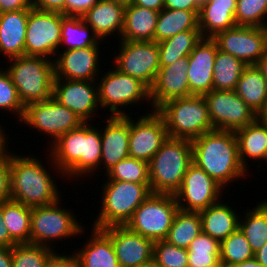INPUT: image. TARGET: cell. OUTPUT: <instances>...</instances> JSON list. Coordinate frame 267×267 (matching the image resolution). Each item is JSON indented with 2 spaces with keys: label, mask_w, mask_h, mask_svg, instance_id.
I'll list each match as a JSON object with an SVG mask.
<instances>
[{
  "label": "cell",
  "mask_w": 267,
  "mask_h": 267,
  "mask_svg": "<svg viewBox=\"0 0 267 267\" xmlns=\"http://www.w3.org/2000/svg\"><path fill=\"white\" fill-rule=\"evenodd\" d=\"M188 267H219L220 242L204 233H200L190 244Z\"/></svg>",
  "instance_id": "40"
},
{
  "label": "cell",
  "mask_w": 267,
  "mask_h": 267,
  "mask_svg": "<svg viewBox=\"0 0 267 267\" xmlns=\"http://www.w3.org/2000/svg\"><path fill=\"white\" fill-rule=\"evenodd\" d=\"M10 149L0 156V202L11 200Z\"/></svg>",
  "instance_id": "46"
},
{
  "label": "cell",
  "mask_w": 267,
  "mask_h": 267,
  "mask_svg": "<svg viewBox=\"0 0 267 267\" xmlns=\"http://www.w3.org/2000/svg\"><path fill=\"white\" fill-rule=\"evenodd\" d=\"M46 155L50 157V168L45 167L44 159L42 162L40 158H34L31 154L17 155L10 149L11 200L32 208L50 205L62 197L54 177L60 174L58 177L63 181L65 176L53 162L51 155Z\"/></svg>",
  "instance_id": "1"
},
{
  "label": "cell",
  "mask_w": 267,
  "mask_h": 267,
  "mask_svg": "<svg viewBox=\"0 0 267 267\" xmlns=\"http://www.w3.org/2000/svg\"><path fill=\"white\" fill-rule=\"evenodd\" d=\"M101 43L99 37L82 17L65 16L62 19L59 52L101 45Z\"/></svg>",
  "instance_id": "33"
},
{
  "label": "cell",
  "mask_w": 267,
  "mask_h": 267,
  "mask_svg": "<svg viewBox=\"0 0 267 267\" xmlns=\"http://www.w3.org/2000/svg\"><path fill=\"white\" fill-rule=\"evenodd\" d=\"M53 97L73 111L83 123L96 117L99 104L97 81L54 79Z\"/></svg>",
  "instance_id": "18"
},
{
  "label": "cell",
  "mask_w": 267,
  "mask_h": 267,
  "mask_svg": "<svg viewBox=\"0 0 267 267\" xmlns=\"http://www.w3.org/2000/svg\"><path fill=\"white\" fill-rule=\"evenodd\" d=\"M237 0H208L200 7L198 26L203 38H213L219 32L237 26Z\"/></svg>",
  "instance_id": "27"
},
{
  "label": "cell",
  "mask_w": 267,
  "mask_h": 267,
  "mask_svg": "<svg viewBox=\"0 0 267 267\" xmlns=\"http://www.w3.org/2000/svg\"><path fill=\"white\" fill-rule=\"evenodd\" d=\"M1 109L3 113L4 111H8L9 114L13 113L20 124L25 106L5 67L0 68V112H2Z\"/></svg>",
  "instance_id": "44"
},
{
  "label": "cell",
  "mask_w": 267,
  "mask_h": 267,
  "mask_svg": "<svg viewBox=\"0 0 267 267\" xmlns=\"http://www.w3.org/2000/svg\"><path fill=\"white\" fill-rule=\"evenodd\" d=\"M64 17L60 12L32 7L27 19L25 55L42 56L54 61L59 52L61 23Z\"/></svg>",
  "instance_id": "13"
},
{
  "label": "cell",
  "mask_w": 267,
  "mask_h": 267,
  "mask_svg": "<svg viewBox=\"0 0 267 267\" xmlns=\"http://www.w3.org/2000/svg\"><path fill=\"white\" fill-rule=\"evenodd\" d=\"M0 267H12L11 248L0 247Z\"/></svg>",
  "instance_id": "54"
},
{
  "label": "cell",
  "mask_w": 267,
  "mask_h": 267,
  "mask_svg": "<svg viewBox=\"0 0 267 267\" xmlns=\"http://www.w3.org/2000/svg\"><path fill=\"white\" fill-rule=\"evenodd\" d=\"M159 12L131 4L124 10V27L119 40L154 41Z\"/></svg>",
  "instance_id": "30"
},
{
  "label": "cell",
  "mask_w": 267,
  "mask_h": 267,
  "mask_svg": "<svg viewBox=\"0 0 267 267\" xmlns=\"http://www.w3.org/2000/svg\"><path fill=\"white\" fill-rule=\"evenodd\" d=\"M5 70L18 91L23 105L53 97L54 61L42 56H20L8 59Z\"/></svg>",
  "instance_id": "6"
},
{
  "label": "cell",
  "mask_w": 267,
  "mask_h": 267,
  "mask_svg": "<svg viewBox=\"0 0 267 267\" xmlns=\"http://www.w3.org/2000/svg\"><path fill=\"white\" fill-rule=\"evenodd\" d=\"M140 115L138 118L130 115L129 157L149 162L167 140L168 133L156 110L149 109Z\"/></svg>",
  "instance_id": "17"
},
{
  "label": "cell",
  "mask_w": 267,
  "mask_h": 267,
  "mask_svg": "<svg viewBox=\"0 0 267 267\" xmlns=\"http://www.w3.org/2000/svg\"><path fill=\"white\" fill-rule=\"evenodd\" d=\"M107 1H111V2H114L118 5H121L123 7H127V6H130L133 2V0H107Z\"/></svg>",
  "instance_id": "60"
},
{
  "label": "cell",
  "mask_w": 267,
  "mask_h": 267,
  "mask_svg": "<svg viewBox=\"0 0 267 267\" xmlns=\"http://www.w3.org/2000/svg\"><path fill=\"white\" fill-rule=\"evenodd\" d=\"M254 257L248 240L238 227L220 242V264L232 267Z\"/></svg>",
  "instance_id": "41"
},
{
  "label": "cell",
  "mask_w": 267,
  "mask_h": 267,
  "mask_svg": "<svg viewBox=\"0 0 267 267\" xmlns=\"http://www.w3.org/2000/svg\"><path fill=\"white\" fill-rule=\"evenodd\" d=\"M3 221L16 244L30 243L31 207L14 200L3 202Z\"/></svg>",
  "instance_id": "36"
},
{
  "label": "cell",
  "mask_w": 267,
  "mask_h": 267,
  "mask_svg": "<svg viewBox=\"0 0 267 267\" xmlns=\"http://www.w3.org/2000/svg\"><path fill=\"white\" fill-rule=\"evenodd\" d=\"M66 0H31L33 8L43 11H56L64 14Z\"/></svg>",
  "instance_id": "48"
},
{
  "label": "cell",
  "mask_w": 267,
  "mask_h": 267,
  "mask_svg": "<svg viewBox=\"0 0 267 267\" xmlns=\"http://www.w3.org/2000/svg\"><path fill=\"white\" fill-rule=\"evenodd\" d=\"M101 49L99 45H93L58 52L54 59V79L97 81L100 72H104L100 68Z\"/></svg>",
  "instance_id": "19"
},
{
  "label": "cell",
  "mask_w": 267,
  "mask_h": 267,
  "mask_svg": "<svg viewBox=\"0 0 267 267\" xmlns=\"http://www.w3.org/2000/svg\"><path fill=\"white\" fill-rule=\"evenodd\" d=\"M257 68L261 71L263 77L267 81V52L263 57L256 63Z\"/></svg>",
  "instance_id": "57"
},
{
  "label": "cell",
  "mask_w": 267,
  "mask_h": 267,
  "mask_svg": "<svg viewBox=\"0 0 267 267\" xmlns=\"http://www.w3.org/2000/svg\"><path fill=\"white\" fill-rule=\"evenodd\" d=\"M137 267H160L158 263L154 260V258L150 259L149 261L140 264Z\"/></svg>",
  "instance_id": "59"
},
{
  "label": "cell",
  "mask_w": 267,
  "mask_h": 267,
  "mask_svg": "<svg viewBox=\"0 0 267 267\" xmlns=\"http://www.w3.org/2000/svg\"><path fill=\"white\" fill-rule=\"evenodd\" d=\"M102 183L100 210L93 228L125 226L137 207L152 193L150 184H137L118 180Z\"/></svg>",
  "instance_id": "5"
},
{
  "label": "cell",
  "mask_w": 267,
  "mask_h": 267,
  "mask_svg": "<svg viewBox=\"0 0 267 267\" xmlns=\"http://www.w3.org/2000/svg\"><path fill=\"white\" fill-rule=\"evenodd\" d=\"M188 57L180 58L168 66H160L156 79L150 88V101L153 110L165 102L192 96L187 76Z\"/></svg>",
  "instance_id": "20"
},
{
  "label": "cell",
  "mask_w": 267,
  "mask_h": 267,
  "mask_svg": "<svg viewBox=\"0 0 267 267\" xmlns=\"http://www.w3.org/2000/svg\"><path fill=\"white\" fill-rule=\"evenodd\" d=\"M133 5L148 8L160 12L164 9V0H133Z\"/></svg>",
  "instance_id": "53"
},
{
  "label": "cell",
  "mask_w": 267,
  "mask_h": 267,
  "mask_svg": "<svg viewBox=\"0 0 267 267\" xmlns=\"http://www.w3.org/2000/svg\"><path fill=\"white\" fill-rule=\"evenodd\" d=\"M156 111L162 116L170 138L193 140L214 130L204 96L172 99Z\"/></svg>",
  "instance_id": "8"
},
{
  "label": "cell",
  "mask_w": 267,
  "mask_h": 267,
  "mask_svg": "<svg viewBox=\"0 0 267 267\" xmlns=\"http://www.w3.org/2000/svg\"><path fill=\"white\" fill-rule=\"evenodd\" d=\"M118 44L112 65L115 64L113 66L120 72L140 80L150 89L160 69L158 43L120 40Z\"/></svg>",
  "instance_id": "12"
},
{
  "label": "cell",
  "mask_w": 267,
  "mask_h": 267,
  "mask_svg": "<svg viewBox=\"0 0 267 267\" xmlns=\"http://www.w3.org/2000/svg\"><path fill=\"white\" fill-rule=\"evenodd\" d=\"M218 47L212 38H202L188 56L191 95L203 96L213 90V70Z\"/></svg>",
  "instance_id": "23"
},
{
  "label": "cell",
  "mask_w": 267,
  "mask_h": 267,
  "mask_svg": "<svg viewBox=\"0 0 267 267\" xmlns=\"http://www.w3.org/2000/svg\"><path fill=\"white\" fill-rule=\"evenodd\" d=\"M199 11L164 8L159 12L154 32V42H160L187 30H199Z\"/></svg>",
  "instance_id": "32"
},
{
  "label": "cell",
  "mask_w": 267,
  "mask_h": 267,
  "mask_svg": "<svg viewBox=\"0 0 267 267\" xmlns=\"http://www.w3.org/2000/svg\"><path fill=\"white\" fill-rule=\"evenodd\" d=\"M178 209L175 195L151 193L137 207L125 226L154 242L164 240Z\"/></svg>",
  "instance_id": "10"
},
{
  "label": "cell",
  "mask_w": 267,
  "mask_h": 267,
  "mask_svg": "<svg viewBox=\"0 0 267 267\" xmlns=\"http://www.w3.org/2000/svg\"><path fill=\"white\" fill-rule=\"evenodd\" d=\"M192 163L191 140L168 137L148 162L151 192L174 195Z\"/></svg>",
  "instance_id": "4"
},
{
  "label": "cell",
  "mask_w": 267,
  "mask_h": 267,
  "mask_svg": "<svg viewBox=\"0 0 267 267\" xmlns=\"http://www.w3.org/2000/svg\"><path fill=\"white\" fill-rule=\"evenodd\" d=\"M202 232L199 212L178 209L167 238L169 243L188 249L191 242Z\"/></svg>",
  "instance_id": "37"
},
{
  "label": "cell",
  "mask_w": 267,
  "mask_h": 267,
  "mask_svg": "<svg viewBox=\"0 0 267 267\" xmlns=\"http://www.w3.org/2000/svg\"><path fill=\"white\" fill-rule=\"evenodd\" d=\"M232 267H265L260 262L256 260L255 257L248 259L247 261H244L242 263L236 264Z\"/></svg>",
  "instance_id": "58"
},
{
  "label": "cell",
  "mask_w": 267,
  "mask_h": 267,
  "mask_svg": "<svg viewBox=\"0 0 267 267\" xmlns=\"http://www.w3.org/2000/svg\"><path fill=\"white\" fill-rule=\"evenodd\" d=\"M202 38L200 30H187L158 42L160 66L188 57Z\"/></svg>",
  "instance_id": "35"
},
{
  "label": "cell",
  "mask_w": 267,
  "mask_h": 267,
  "mask_svg": "<svg viewBox=\"0 0 267 267\" xmlns=\"http://www.w3.org/2000/svg\"><path fill=\"white\" fill-rule=\"evenodd\" d=\"M213 70V89L232 91L246 65L236 57L217 50Z\"/></svg>",
  "instance_id": "38"
},
{
  "label": "cell",
  "mask_w": 267,
  "mask_h": 267,
  "mask_svg": "<svg viewBox=\"0 0 267 267\" xmlns=\"http://www.w3.org/2000/svg\"><path fill=\"white\" fill-rule=\"evenodd\" d=\"M259 202L239 217V228L254 253L267 242V199Z\"/></svg>",
  "instance_id": "34"
},
{
  "label": "cell",
  "mask_w": 267,
  "mask_h": 267,
  "mask_svg": "<svg viewBox=\"0 0 267 267\" xmlns=\"http://www.w3.org/2000/svg\"><path fill=\"white\" fill-rule=\"evenodd\" d=\"M58 254L59 250L37 244H16L11 248L12 267H50Z\"/></svg>",
  "instance_id": "39"
},
{
  "label": "cell",
  "mask_w": 267,
  "mask_h": 267,
  "mask_svg": "<svg viewBox=\"0 0 267 267\" xmlns=\"http://www.w3.org/2000/svg\"><path fill=\"white\" fill-rule=\"evenodd\" d=\"M224 188L204 170L192 163L180 189L174 194L180 210L200 212L223 198Z\"/></svg>",
  "instance_id": "16"
},
{
  "label": "cell",
  "mask_w": 267,
  "mask_h": 267,
  "mask_svg": "<svg viewBox=\"0 0 267 267\" xmlns=\"http://www.w3.org/2000/svg\"><path fill=\"white\" fill-rule=\"evenodd\" d=\"M153 258L160 267H188V251L168 241L154 242Z\"/></svg>",
  "instance_id": "45"
},
{
  "label": "cell",
  "mask_w": 267,
  "mask_h": 267,
  "mask_svg": "<svg viewBox=\"0 0 267 267\" xmlns=\"http://www.w3.org/2000/svg\"><path fill=\"white\" fill-rule=\"evenodd\" d=\"M237 26L267 28V0H237Z\"/></svg>",
  "instance_id": "43"
},
{
  "label": "cell",
  "mask_w": 267,
  "mask_h": 267,
  "mask_svg": "<svg viewBox=\"0 0 267 267\" xmlns=\"http://www.w3.org/2000/svg\"><path fill=\"white\" fill-rule=\"evenodd\" d=\"M4 128L2 125L0 126V156H2L9 149L8 144H10L9 142H7L9 138V133L7 135V132H5L7 131L6 126Z\"/></svg>",
  "instance_id": "55"
},
{
  "label": "cell",
  "mask_w": 267,
  "mask_h": 267,
  "mask_svg": "<svg viewBox=\"0 0 267 267\" xmlns=\"http://www.w3.org/2000/svg\"><path fill=\"white\" fill-rule=\"evenodd\" d=\"M203 96L211 124L216 130L235 132L259 118L234 90L218 91L213 89Z\"/></svg>",
  "instance_id": "14"
},
{
  "label": "cell",
  "mask_w": 267,
  "mask_h": 267,
  "mask_svg": "<svg viewBox=\"0 0 267 267\" xmlns=\"http://www.w3.org/2000/svg\"><path fill=\"white\" fill-rule=\"evenodd\" d=\"M61 204L60 198L50 205L31 208L30 243L56 250V240L73 239V236L78 238L86 231L82 221L80 223L76 214L71 211L73 209L65 208Z\"/></svg>",
  "instance_id": "9"
},
{
  "label": "cell",
  "mask_w": 267,
  "mask_h": 267,
  "mask_svg": "<svg viewBox=\"0 0 267 267\" xmlns=\"http://www.w3.org/2000/svg\"><path fill=\"white\" fill-rule=\"evenodd\" d=\"M164 8L173 10L200 11L195 0H164Z\"/></svg>",
  "instance_id": "49"
},
{
  "label": "cell",
  "mask_w": 267,
  "mask_h": 267,
  "mask_svg": "<svg viewBox=\"0 0 267 267\" xmlns=\"http://www.w3.org/2000/svg\"><path fill=\"white\" fill-rule=\"evenodd\" d=\"M254 257L258 262L267 267V242L254 253Z\"/></svg>",
  "instance_id": "56"
},
{
  "label": "cell",
  "mask_w": 267,
  "mask_h": 267,
  "mask_svg": "<svg viewBox=\"0 0 267 267\" xmlns=\"http://www.w3.org/2000/svg\"><path fill=\"white\" fill-rule=\"evenodd\" d=\"M29 10L0 13V56L5 57L6 61L25 55Z\"/></svg>",
  "instance_id": "24"
},
{
  "label": "cell",
  "mask_w": 267,
  "mask_h": 267,
  "mask_svg": "<svg viewBox=\"0 0 267 267\" xmlns=\"http://www.w3.org/2000/svg\"><path fill=\"white\" fill-rule=\"evenodd\" d=\"M31 8V0H0V13Z\"/></svg>",
  "instance_id": "50"
},
{
  "label": "cell",
  "mask_w": 267,
  "mask_h": 267,
  "mask_svg": "<svg viewBox=\"0 0 267 267\" xmlns=\"http://www.w3.org/2000/svg\"><path fill=\"white\" fill-rule=\"evenodd\" d=\"M102 230L113 243L120 267H137L153 258V240L131 231L126 226H110Z\"/></svg>",
  "instance_id": "22"
},
{
  "label": "cell",
  "mask_w": 267,
  "mask_h": 267,
  "mask_svg": "<svg viewBox=\"0 0 267 267\" xmlns=\"http://www.w3.org/2000/svg\"><path fill=\"white\" fill-rule=\"evenodd\" d=\"M235 93L259 116L267 105V81L256 65L246 66Z\"/></svg>",
  "instance_id": "31"
},
{
  "label": "cell",
  "mask_w": 267,
  "mask_h": 267,
  "mask_svg": "<svg viewBox=\"0 0 267 267\" xmlns=\"http://www.w3.org/2000/svg\"><path fill=\"white\" fill-rule=\"evenodd\" d=\"M191 144L193 163L225 190L233 181L249 176L239 158L235 132L214 129L191 140Z\"/></svg>",
  "instance_id": "3"
},
{
  "label": "cell",
  "mask_w": 267,
  "mask_h": 267,
  "mask_svg": "<svg viewBox=\"0 0 267 267\" xmlns=\"http://www.w3.org/2000/svg\"><path fill=\"white\" fill-rule=\"evenodd\" d=\"M91 228L90 239L71 253L80 267H120L110 237L102 229Z\"/></svg>",
  "instance_id": "25"
},
{
  "label": "cell",
  "mask_w": 267,
  "mask_h": 267,
  "mask_svg": "<svg viewBox=\"0 0 267 267\" xmlns=\"http://www.w3.org/2000/svg\"><path fill=\"white\" fill-rule=\"evenodd\" d=\"M124 10L125 7L114 2L100 0L82 18L102 42L112 35L118 40L124 27Z\"/></svg>",
  "instance_id": "26"
},
{
  "label": "cell",
  "mask_w": 267,
  "mask_h": 267,
  "mask_svg": "<svg viewBox=\"0 0 267 267\" xmlns=\"http://www.w3.org/2000/svg\"><path fill=\"white\" fill-rule=\"evenodd\" d=\"M235 135L238 142L239 158L246 171H249L248 162L250 160L266 161L267 123L258 118L255 122L236 130Z\"/></svg>",
  "instance_id": "29"
},
{
  "label": "cell",
  "mask_w": 267,
  "mask_h": 267,
  "mask_svg": "<svg viewBox=\"0 0 267 267\" xmlns=\"http://www.w3.org/2000/svg\"><path fill=\"white\" fill-rule=\"evenodd\" d=\"M92 124L82 123L78 128L70 130L46 151H49L65 179L78 182V177L85 179L92 174V177L94 174L99 175L96 173H99L101 162V130Z\"/></svg>",
  "instance_id": "2"
},
{
  "label": "cell",
  "mask_w": 267,
  "mask_h": 267,
  "mask_svg": "<svg viewBox=\"0 0 267 267\" xmlns=\"http://www.w3.org/2000/svg\"><path fill=\"white\" fill-rule=\"evenodd\" d=\"M259 118L264 122L267 123V105L264 111L259 115Z\"/></svg>",
  "instance_id": "61"
},
{
  "label": "cell",
  "mask_w": 267,
  "mask_h": 267,
  "mask_svg": "<svg viewBox=\"0 0 267 267\" xmlns=\"http://www.w3.org/2000/svg\"><path fill=\"white\" fill-rule=\"evenodd\" d=\"M195 2L201 7L202 5H204L205 3H207L208 0H195Z\"/></svg>",
  "instance_id": "62"
},
{
  "label": "cell",
  "mask_w": 267,
  "mask_h": 267,
  "mask_svg": "<svg viewBox=\"0 0 267 267\" xmlns=\"http://www.w3.org/2000/svg\"><path fill=\"white\" fill-rule=\"evenodd\" d=\"M107 70L97 78L99 104L102 112L104 109H109V116H127L133 113L125 111L127 108L140 106L146 102L148 108L151 105L150 109L153 111L150 89L143 82L120 72L114 66Z\"/></svg>",
  "instance_id": "7"
},
{
  "label": "cell",
  "mask_w": 267,
  "mask_h": 267,
  "mask_svg": "<svg viewBox=\"0 0 267 267\" xmlns=\"http://www.w3.org/2000/svg\"><path fill=\"white\" fill-rule=\"evenodd\" d=\"M240 211L223 199L199 212L202 233L221 242L239 227Z\"/></svg>",
  "instance_id": "28"
},
{
  "label": "cell",
  "mask_w": 267,
  "mask_h": 267,
  "mask_svg": "<svg viewBox=\"0 0 267 267\" xmlns=\"http://www.w3.org/2000/svg\"><path fill=\"white\" fill-rule=\"evenodd\" d=\"M22 122V123H21ZM21 124L43 132L50 139L46 149L70 130L78 128L83 121L70 109L61 105L54 97L27 104Z\"/></svg>",
  "instance_id": "11"
},
{
  "label": "cell",
  "mask_w": 267,
  "mask_h": 267,
  "mask_svg": "<svg viewBox=\"0 0 267 267\" xmlns=\"http://www.w3.org/2000/svg\"><path fill=\"white\" fill-rule=\"evenodd\" d=\"M101 126V171L105 174L129 157L130 115L108 116Z\"/></svg>",
  "instance_id": "21"
},
{
  "label": "cell",
  "mask_w": 267,
  "mask_h": 267,
  "mask_svg": "<svg viewBox=\"0 0 267 267\" xmlns=\"http://www.w3.org/2000/svg\"><path fill=\"white\" fill-rule=\"evenodd\" d=\"M100 0H66L65 16L82 17Z\"/></svg>",
  "instance_id": "47"
},
{
  "label": "cell",
  "mask_w": 267,
  "mask_h": 267,
  "mask_svg": "<svg viewBox=\"0 0 267 267\" xmlns=\"http://www.w3.org/2000/svg\"><path fill=\"white\" fill-rule=\"evenodd\" d=\"M67 253H59L50 264V267H80V264L72 254Z\"/></svg>",
  "instance_id": "52"
},
{
  "label": "cell",
  "mask_w": 267,
  "mask_h": 267,
  "mask_svg": "<svg viewBox=\"0 0 267 267\" xmlns=\"http://www.w3.org/2000/svg\"><path fill=\"white\" fill-rule=\"evenodd\" d=\"M16 243L10 238L6 223L3 221V202H0V247L12 248Z\"/></svg>",
  "instance_id": "51"
},
{
  "label": "cell",
  "mask_w": 267,
  "mask_h": 267,
  "mask_svg": "<svg viewBox=\"0 0 267 267\" xmlns=\"http://www.w3.org/2000/svg\"><path fill=\"white\" fill-rule=\"evenodd\" d=\"M212 39L218 50L236 57L246 66L256 65L267 52V28L235 26Z\"/></svg>",
  "instance_id": "15"
},
{
  "label": "cell",
  "mask_w": 267,
  "mask_h": 267,
  "mask_svg": "<svg viewBox=\"0 0 267 267\" xmlns=\"http://www.w3.org/2000/svg\"><path fill=\"white\" fill-rule=\"evenodd\" d=\"M105 175L108 179L104 180L150 184L148 162L131 157L119 161Z\"/></svg>",
  "instance_id": "42"
}]
</instances>
